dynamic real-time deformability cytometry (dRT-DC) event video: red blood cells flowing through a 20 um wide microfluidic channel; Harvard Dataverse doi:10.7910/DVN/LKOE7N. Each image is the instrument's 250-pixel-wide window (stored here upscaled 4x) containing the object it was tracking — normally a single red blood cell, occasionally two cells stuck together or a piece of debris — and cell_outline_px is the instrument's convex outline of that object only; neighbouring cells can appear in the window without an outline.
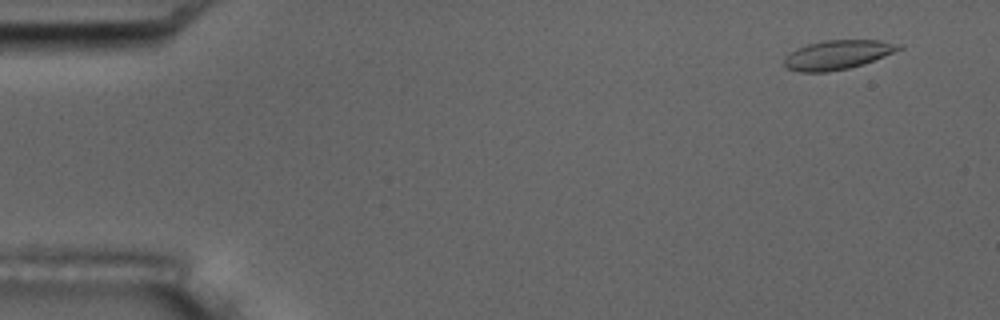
{"species": "common noctule bat (a hibernating species)", "species_latin": "Nyctalus noctula", "temperature_condition": "room temperature", "stored_images_in_passage": 4, "camera_frame_rate_fps": 3000, "um_per_image_px": 0.085, "animal": {"sex": "male", "body_mass_g": 17.5, "forearm_length_mm": 52.3}, "frame": {"image": 1, "passage_image": 1, "time_ms": 0.0, "image_size_px": [1000, 320], "cell_outline_px": [[904, 48], [884, 56], [848, 68], [828, 72], [800, 72], [784, 68], [784, 60], [796, 48], [808, 44], [824, 40], [876, 40], [904, 44]], "centroid_in_image_um": [71.19, 4.65], "position_along_channel_um": 13.8, "area_um2": 19.36}}